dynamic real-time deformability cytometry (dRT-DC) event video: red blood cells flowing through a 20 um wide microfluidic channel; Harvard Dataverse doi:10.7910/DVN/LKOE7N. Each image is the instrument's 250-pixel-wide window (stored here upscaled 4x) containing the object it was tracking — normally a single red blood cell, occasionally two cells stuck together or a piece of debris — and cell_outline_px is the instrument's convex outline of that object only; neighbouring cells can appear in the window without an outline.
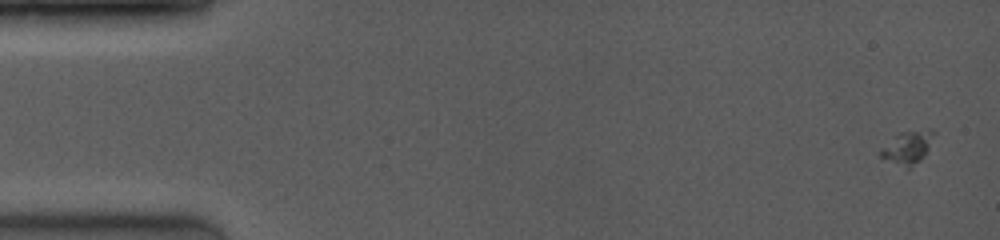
{"species": "common noctule bat (a hibernating species)", "species_latin": "Nyctalus noctula", "temperature_condition": "room temperature", "stored_images_in_passage": 21, "camera_frame_rate_fps": 4000, "um_per_image_px": 0.085, "animal": {"sex": "female", "body_mass_g": 19.0, "forearm_length_mm": 53.3}, "frame": {"image": 1, "passage_image": 2, "time_ms": 0.5, "image_size_px": [1000, 240], "cell_outline_px": [[936, 132], [924, 156], [920, 160], [908, 168], [880, 156], [880, 148], [900, 132], [932, 128]], "centroid_in_image_um": [77.18, 12.48], "position_along_channel_um": 7.8, "area_um2": 10.0}}
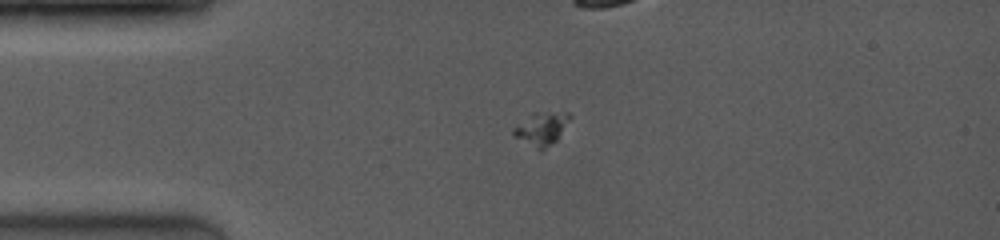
{"frame": {"image": 2, "passage_image": 7, "time_ms": 4.0, "image_size_px": [1000, 240], "cell_outline_px": [[572, 116], [556, 140], [540, 152], [512, 136], [512, 128], [532, 112], [568, 112]], "centroid_in_image_um": [45.98, 10.94], "position_along_channel_um": 39.0, "area_um2": 11.04}}
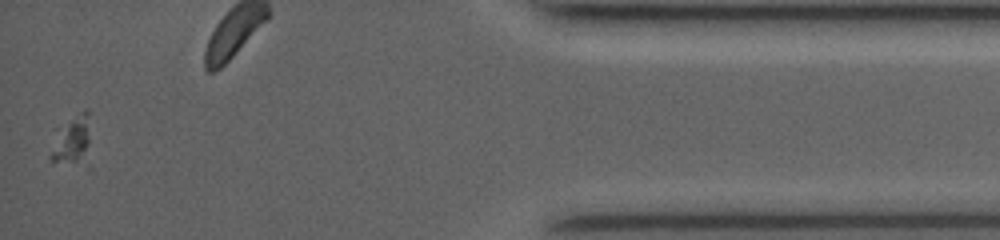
{"frame": {"image": 3, "passage_image": 21, "time_ms": 15.5, "image_size_px": [1000, 240], "cell_outline_px": [[88, 144], [80, 164], [52, 164], [48, 156], [64, 128], [84, 108], [88, 108]], "centroid_in_image_um": [6.11, 12.02], "position_along_channel_um": 429.1, "area_um2": 10.12}}